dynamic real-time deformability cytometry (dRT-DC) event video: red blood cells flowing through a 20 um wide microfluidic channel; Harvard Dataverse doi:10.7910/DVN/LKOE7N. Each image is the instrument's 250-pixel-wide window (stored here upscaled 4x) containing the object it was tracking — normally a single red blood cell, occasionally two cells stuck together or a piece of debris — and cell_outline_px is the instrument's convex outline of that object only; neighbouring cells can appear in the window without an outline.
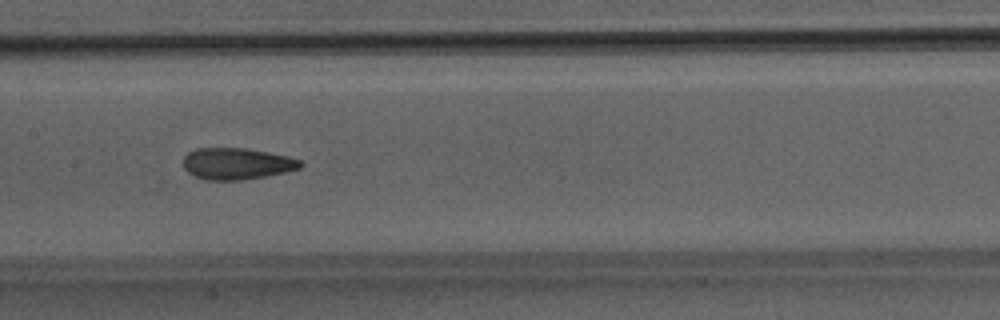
{"species": "Egyptian fruit bat (a non-hibernating species)", "species_latin": "Rousettus aegyptiacus", "temperature_condition": "room temperature", "stored_images_in_passage": 50, "camera_frame_rate_fps": 3000, "um_per_image_px": 0.085, "animal": {"sex": "male"}, "frame": {"image": 1, "passage_image": 25, "time_ms": 8.0, "image_size_px": [1000, 320], "cell_outline_px": [[304, 164], [300, 168], [284, 172], [264, 176], [240, 180], [208, 180], [196, 176], [188, 172], [184, 168], [184, 156], [188, 152], [196, 148], [244, 148], [268, 152], [288, 156], [300, 160]], "centroid_in_image_um": [20.12, 13.9], "position_along_channel_um": 187.3, "area_um2": 21.39}}
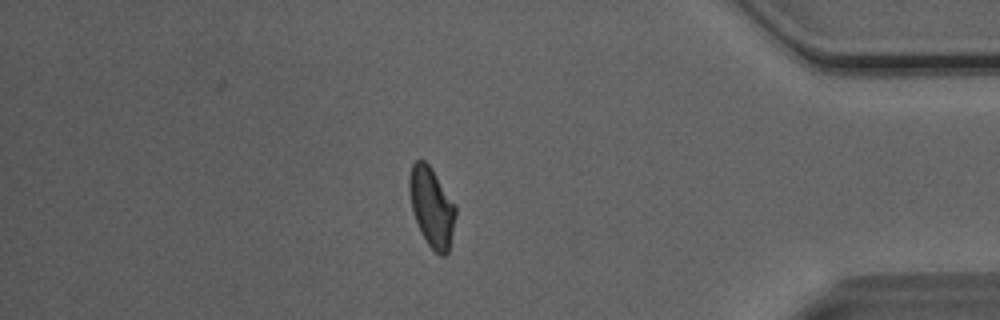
{"frame": {"image": 2, "passage_image": 43, "time_ms": 14.0, "image_size_px": [1000, 320], "cell_outline_px": [[456, 216], [448, 252], [444, 256], [440, 256], [428, 244], [416, 220], [412, 208], [408, 188], [408, 180], [412, 164], [416, 160], [424, 160], [432, 168], [456, 204]], "centroid_in_image_um": [36.71, 17.56], "position_along_channel_um": 398.5, "area_um2": 21.33}}
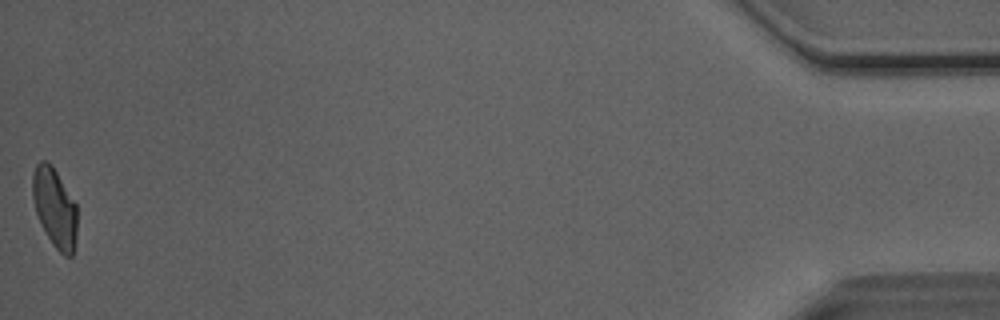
{"frame": {"image": 3, "passage_image": 50, "time_ms": 16.333, "image_size_px": [1000, 320], "cell_outline_px": [[76, 236], [72, 256], [64, 256], [52, 244], [40, 224], [36, 212], [32, 196], [32, 172], [36, 164], [40, 160], [44, 160], [52, 164], [76, 204]], "centroid_in_image_um": [4.63, 17.63], "position_along_channel_um": 430.6, "area_um2": 20.63}, "authors_computed_cell_mechanics": {"area_um2": 21.8195, "velocity_mm_per_s": 4.0925, "shape_relaxation_time_tau1_ms": 9.5295, "shape_relaxation_time_tau2_ms": 1.5045, "deformation_change_tau1": 0.2136, "deformation_change_tau2": 0.087}}